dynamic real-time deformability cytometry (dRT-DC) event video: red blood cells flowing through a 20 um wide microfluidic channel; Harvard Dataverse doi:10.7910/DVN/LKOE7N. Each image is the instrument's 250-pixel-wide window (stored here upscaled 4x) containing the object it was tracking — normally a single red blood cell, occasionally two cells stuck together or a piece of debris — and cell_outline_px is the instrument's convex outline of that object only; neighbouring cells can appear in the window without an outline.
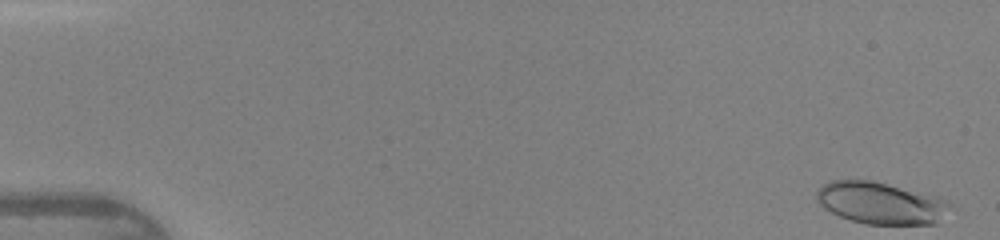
{"species": "human", "species_latin": "Homo sapiens", "temperature_condition": "warm", "stored_images_in_passage": 46, "camera_frame_rate_fps": 3000, "um_per_image_px": 0.085, "donor": {"sex": "female"}, "frame": {"image": 1, "passage_image": 1, "time_ms": 0.0, "image_size_px": [1000, 240], "cell_outline_px": [[952, 204], [940, 224], [864, 224], [840, 216], [824, 208], [816, 200], [816, 192], [824, 184], [832, 180], [872, 180], [940, 196]], "centroid_in_image_um": [74.92, 17.26], "position_along_channel_um": 10.1, "area_um2": 32.89}}
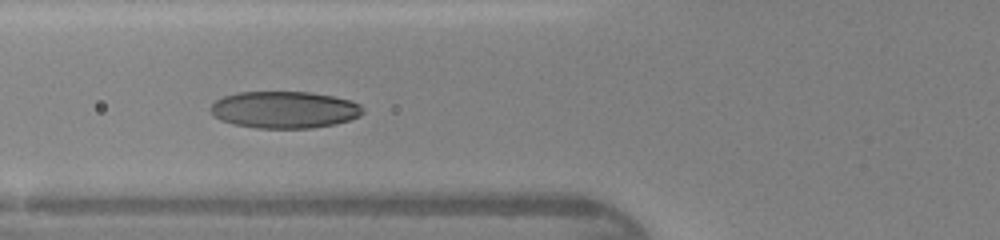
{"frame": {"image": 2, "passage_image": 18, "time_ms": 5.667, "image_size_px": [1000, 240], "cell_outline_px": [[364, 112], [360, 116], [336, 124], [312, 128], [256, 128], [232, 124], [220, 120], [212, 116], [208, 108], [216, 100], [224, 96], [236, 92], [312, 92], [352, 100], [360, 104], [364, 108]], "centroid_in_image_um": [24.16, 9.33], "position_along_channel_um": 101.6, "area_um2": 33.18}}
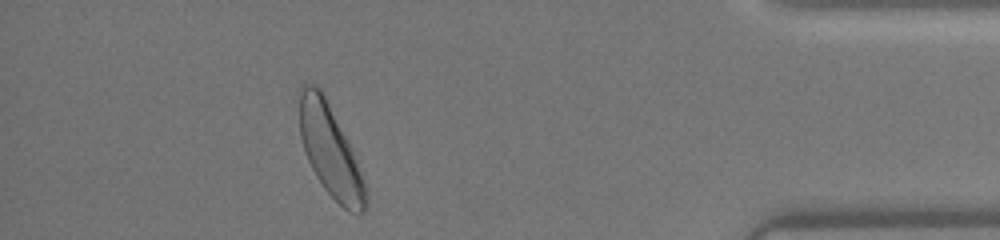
{"frame": {"image": 3, "passage_image": 42, "time_ms": 13.667, "image_size_px": [1000, 240], "cell_outline_px": [[368, 204], [364, 212], [348, 212], [324, 188], [316, 176], [308, 160], [300, 136], [296, 92], [304, 84], [316, 84], [320, 88], [352, 148], [368, 196]], "centroid_in_image_um": [28.02, 12.76], "position_along_channel_um": 407.2, "area_um2": 35.26}, "authors_computed_cell_mechanics": {"area_um2": 32.368, "velocity_mm_per_s": 4.3232, "shape_relaxation_time_tau1_ms": 2.5325, "shape_relaxation_time_tau2_ms": 2.0782, "deformation_change_tau1": 0.1241, "deformation_change_tau2": 0.066}}